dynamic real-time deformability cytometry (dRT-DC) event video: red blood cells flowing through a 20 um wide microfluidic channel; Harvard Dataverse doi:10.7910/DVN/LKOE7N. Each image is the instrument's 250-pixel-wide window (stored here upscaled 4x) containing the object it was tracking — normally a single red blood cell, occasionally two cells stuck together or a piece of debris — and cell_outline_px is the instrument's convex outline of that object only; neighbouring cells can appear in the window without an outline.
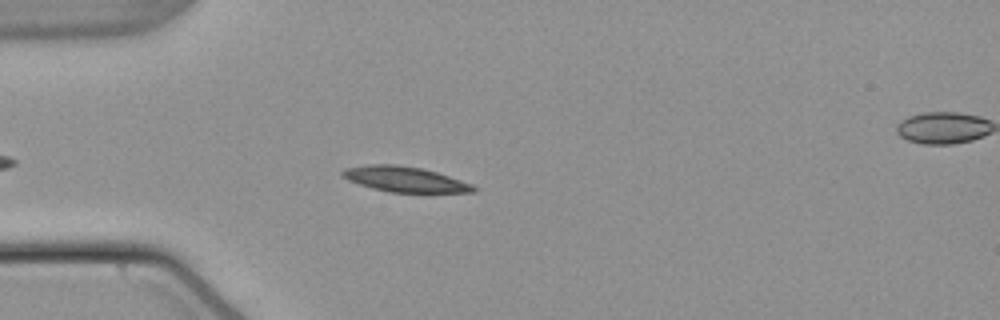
{"species": "common noctule bat (a hibernating species)", "species_latin": "Nyctalus noctula", "temperature_condition": "warm", "stored_images_in_passage": 36, "camera_frame_rate_fps": 3000, "um_per_image_px": 0.085, "animal": {"sex": "male", "body_mass_g": 21.5, "forearm_length_mm": 52.0}, "frame": {"image": 1, "passage_image": 7, "time_ms": 2.0, "image_size_px": [1000, 320], "cell_outline_px": [[480, 188], [476, 192], [388, 192], [372, 188], [348, 180], [340, 176], [340, 172], [344, 168], [372, 164], [396, 164], [420, 168], [436, 172], [472, 184]], "centroid_in_image_um": [34.39, 15.24], "position_along_channel_um": 50.6, "area_um2": 19.31}}
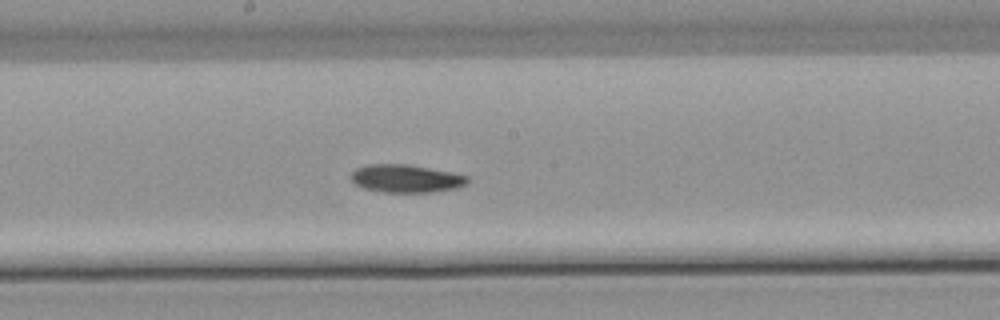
{"frame": {"image": 2, "passage_image": 21, "time_ms": 6.667, "image_size_px": [1000, 320], "cell_outline_px": [[468, 180], [464, 184], [456, 188], [432, 192], [384, 192], [364, 188], [356, 184], [352, 180], [352, 172], [356, 168], [364, 164], [408, 164], [452, 172], [468, 176]], "centroid_in_image_um": [34.49, 15.16], "position_along_channel_um": 213.7, "area_um2": 18.84}}
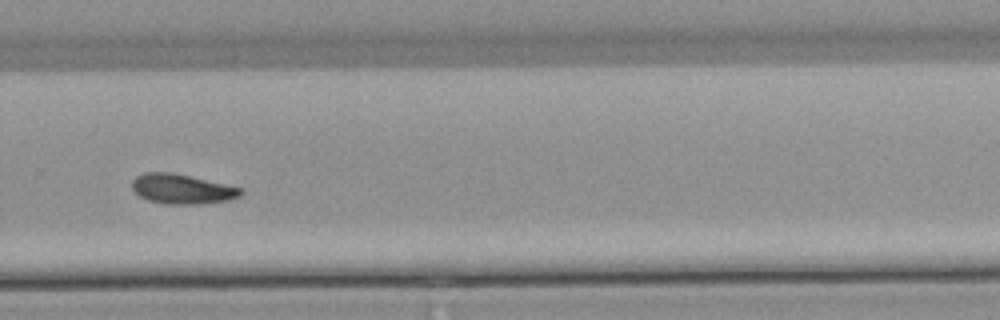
{"frame": {"image": 3, "passage_image": 29, "time_ms": 9.333, "image_size_px": [1000, 320], "cell_outline_px": [[244, 192], [240, 196], [228, 200], [200, 204], [164, 204], [148, 200], [140, 196], [132, 188], [132, 180], [136, 176], [144, 172], [172, 172], [244, 188]], "centroid_in_image_um": [15.48, 16.06], "position_along_channel_um": 314.3, "area_um2": 18.96}, "authors_computed_cell_mechanics": {"area_um2": 18.9584, "velocity_mm_per_s": 3.7748, "shape_relaxation_time_tau1_ms": 7.6396, "shape_relaxation_time_tau2_ms": null, "deformation_change_tau1": 0.1634, "deformation_change_tau2": null}}